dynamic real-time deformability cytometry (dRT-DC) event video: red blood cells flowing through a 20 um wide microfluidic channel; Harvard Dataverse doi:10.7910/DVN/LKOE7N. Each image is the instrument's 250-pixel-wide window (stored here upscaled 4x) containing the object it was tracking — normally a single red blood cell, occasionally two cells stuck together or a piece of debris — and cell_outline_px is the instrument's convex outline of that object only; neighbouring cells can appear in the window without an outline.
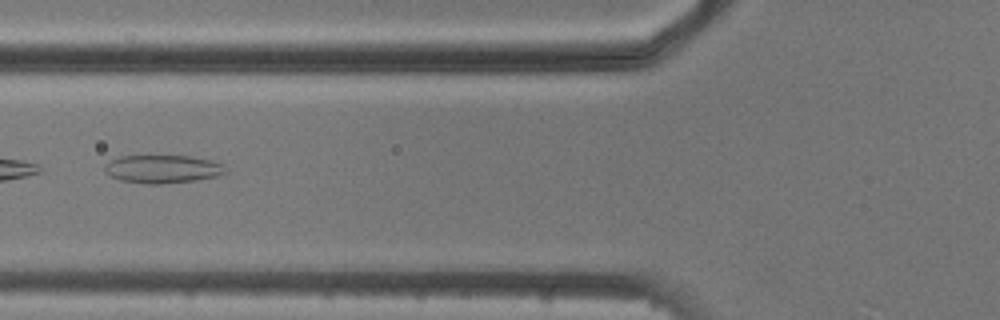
{"species": "common noctule bat (a hibernating species)", "species_latin": "Nyctalus noctula", "temperature_condition": "cold", "stored_images_in_passage": 5, "camera_frame_rate_fps": 3000, "um_per_image_px": 0.085, "animal": {"sex": "male", "body_mass_g": 20.5, "forearm_length_mm": 52.5}, "frame": {"image": 1, "passage_image": 5, "time_ms": 4.667, "image_size_px": [1000, 320], "cell_outline_px": [[228, 172], [220, 176], [196, 180], [160, 184], [144, 184], [120, 180], [104, 172], [104, 168], [112, 160], [120, 156], [188, 156], [212, 160], [224, 164]], "centroid_in_image_um": [13.89, 14.37], "position_along_channel_um": 111.9, "area_um2": 19.88}}